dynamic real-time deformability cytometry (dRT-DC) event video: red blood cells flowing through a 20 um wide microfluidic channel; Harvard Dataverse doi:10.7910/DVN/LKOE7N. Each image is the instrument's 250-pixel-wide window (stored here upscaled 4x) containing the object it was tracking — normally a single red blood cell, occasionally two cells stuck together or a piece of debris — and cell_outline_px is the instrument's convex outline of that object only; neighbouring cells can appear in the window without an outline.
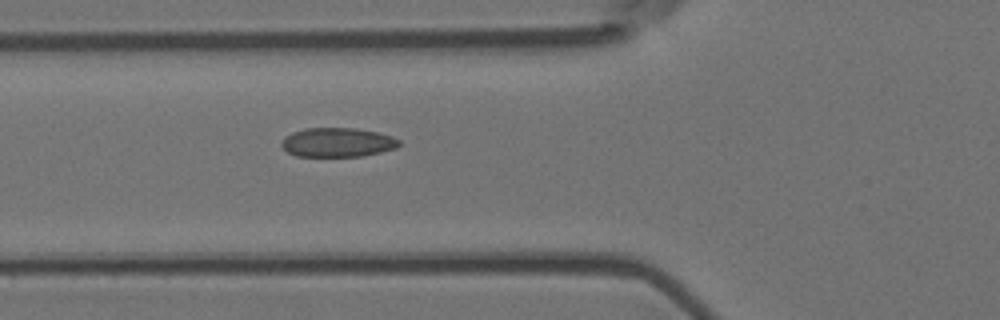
{"species": "Egyptian fruit bat (a non-hibernating species)", "species_latin": "Rousettus aegyptiacus", "temperature_condition": "room temperature", "stored_images_in_passage": 5, "camera_frame_rate_fps": 3000, "um_per_image_px": 0.085, "animal": {"sex": "female"}, "frame": {"image": 1, "passage_image": 5, "time_ms": 1.333, "image_size_px": [1000, 320], "cell_outline_px": [[400, 144], [396, 148], [364, 156], [296, 156], [288, 152], [280, 144], [284, 136], [292, 132], [308, 128], [356, 128], [376, 132], [392, 136], [400, 140]], "centroid_in_image_um": [28.68, 12.1], "position_along_channel_um": 97.1, "area_um2": 20.0}}